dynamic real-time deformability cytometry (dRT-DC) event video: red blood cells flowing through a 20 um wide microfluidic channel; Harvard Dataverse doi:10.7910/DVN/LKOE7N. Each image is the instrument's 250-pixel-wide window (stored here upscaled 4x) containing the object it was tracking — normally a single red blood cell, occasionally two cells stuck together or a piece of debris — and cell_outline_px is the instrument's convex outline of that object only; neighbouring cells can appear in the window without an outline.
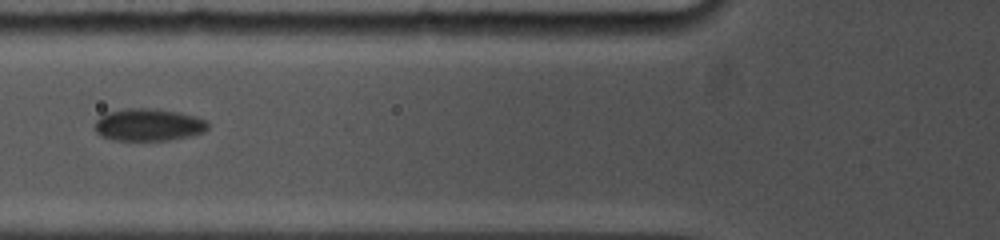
{"species": "common noctule bat (a hibernating species)", "species_latin": "Nyctalus noctula", "temperature_condition": "cold", "stored_images_in_passage": 4, "camera_frame_rate_fps": 5000, "um_per_image_px": 0.085, "animal": {"sex": "female", "body_mass_g": 19.0, "forearm_length_mm": 53.3}, "frame": {"image": 1, "passage_image": 3, "time_ms": 1.8, "image_size_px": [1000, 240], "cell_outline_px": [[208, 128], [204, 132], [188, 136], [168, 140], [112, 140], [100, 136], [96, 132], [96, 120], [104, 112], [128, 108], [148, 108], [180, 112], [196, 116], [204, 120], [208, 124]], "centroid_in_image_um": [12.59, 10.6], "position_along_channel_um": 113.2, "area_um2": 21.33}}
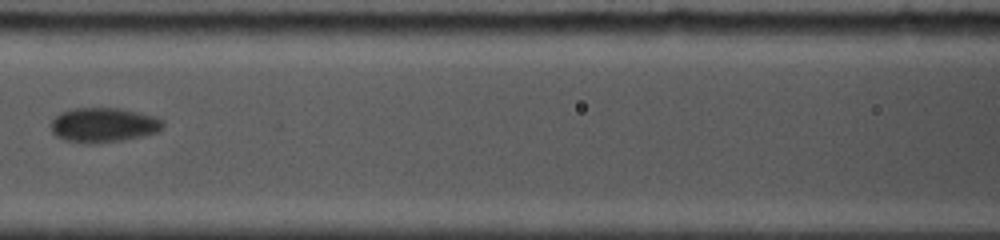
{"frame": {"image": 2, "passage_image": 4, "time_ms": 3.0, "image_size_px": [1000, 240], "cell_outline_px": [[164, 124], [156, 132], [140, 136], [120, 140], [84, 144], [64, 140], [56, 136], [52, 132], [52, 120], [60, 112], [72, 108], [120, 108], [156, 116], [164, 120]], "centroid_in_image_um": [8.77, 10.61], "position_along_channel_um": 157.8, "area_um2": 22.48}}